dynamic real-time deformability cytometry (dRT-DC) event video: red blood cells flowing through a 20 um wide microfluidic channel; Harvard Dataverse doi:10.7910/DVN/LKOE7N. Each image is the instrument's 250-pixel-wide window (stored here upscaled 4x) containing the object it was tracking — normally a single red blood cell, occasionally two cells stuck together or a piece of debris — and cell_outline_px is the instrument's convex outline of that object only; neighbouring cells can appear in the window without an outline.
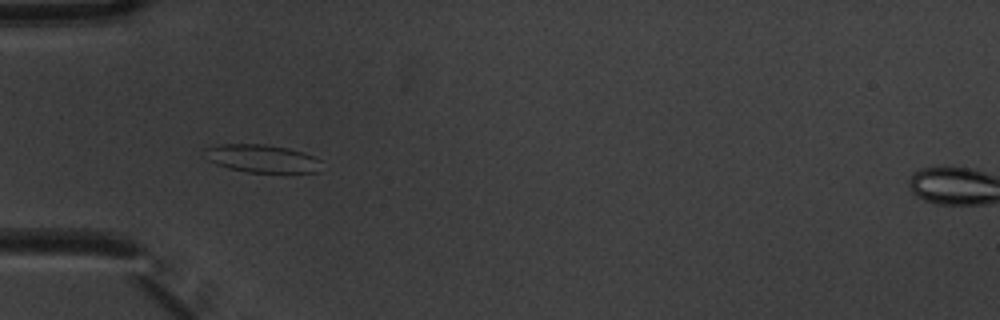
{"species": "common noctule bat (a hibernating species)", "species_latin": "Nyctalus noctula", "temperature_condition": "warm", "stored_images_in_passage": 8, "camera_frame_rate_fps": 3000, "um_per_image_px": 0.085, "animal": {"sex": "male", "body_mass_g": 20.1, "forearm_length_mm": 53.5}, "frame": {"image": 1, "passage_image": 4, "time_ms": 1.0, "image_size_px": [1000, 320], "cell_outline_px": [[320, 172], [248, 172], [228, 168], [216, 164], [208, 160], [204, 148], [220, 144], [264, 144], [288, 148], [304, 152], [320, 160]], "centroid_in_image_um": [22.26, 13.47], "position_along_channel_um": 62.7, "area_um2": 18.9}}
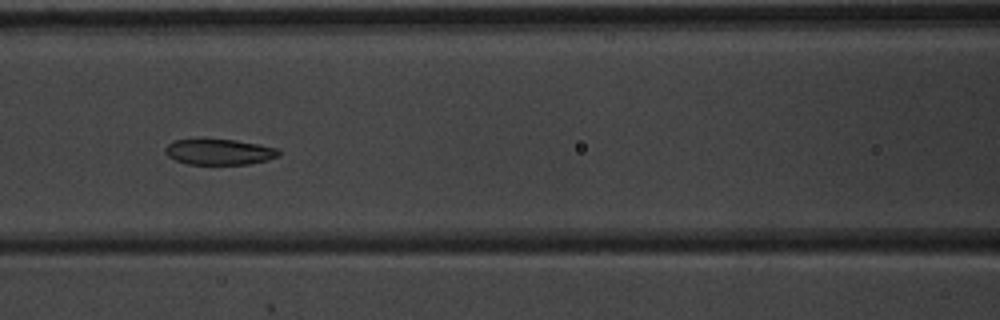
{"frame": {"image": 2, "passage_image": 6, "time_ms": 1.667, "image_size_px": [1000, 320], "cell_outline_px": [[280, 156], [268, 160], [248, 164], [188, 164], [176, 160], [168, 156], [164, 152], [164, 148], [172, 140], [236, 140], [260, 144], [280, 148]], "centroid_in_image_um": [18.68, 12.91], "position_along_channel_um": 147.9, "area_um2": 17.05}}
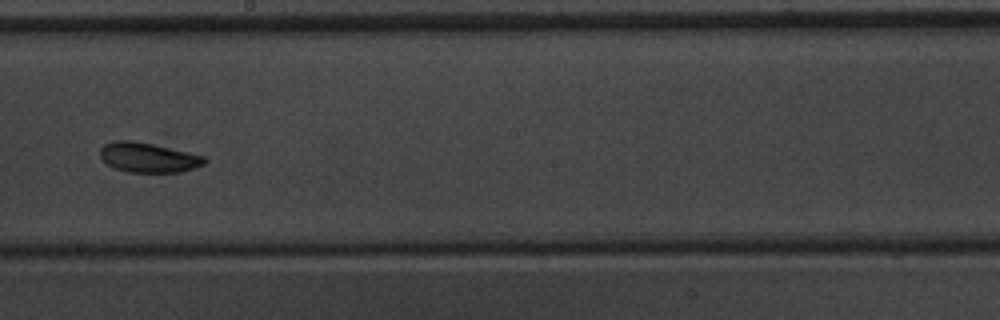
{"frame": {"image": 3, "passage_image": 8, "time_ms": 2.333, "image_size_px": [1000, 320], "cell_outline_px": [[208, 160], [204, 164], [196, 168], [180, 172], [128, 172], [116, 168], [108, 164], [100, 156], [100, 148], [104, 144], [116, 140], [132, 140], [152, 144], [188, 152], [204, 156]], "centroid_in_image_um": [12.62, 13.39], "position_along_channel_um": 235.6, "area_um2": 18.03}}